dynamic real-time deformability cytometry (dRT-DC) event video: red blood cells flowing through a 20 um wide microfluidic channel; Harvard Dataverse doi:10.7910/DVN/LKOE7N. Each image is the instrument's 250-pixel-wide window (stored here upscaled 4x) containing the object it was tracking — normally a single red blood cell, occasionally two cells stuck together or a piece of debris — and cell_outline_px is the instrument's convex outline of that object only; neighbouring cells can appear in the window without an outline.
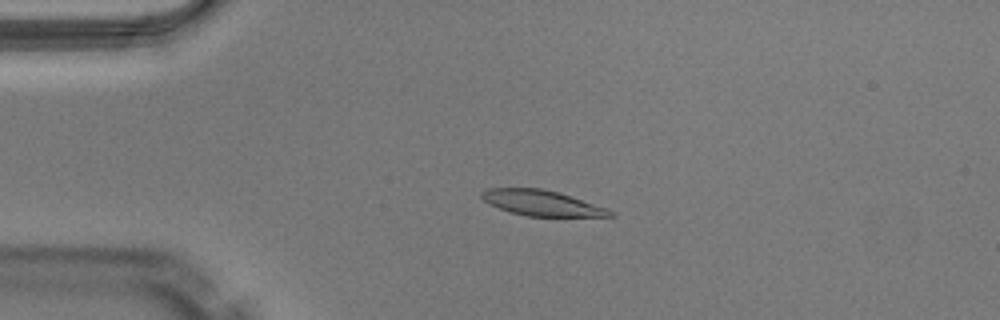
{"species": "Egyptian fruit bat (a non-hibernating species)", "species_latin": "Rousettus aegyptiacus", "temperature_condition": "warm", "stored_images_in_passage": 44, "camera_frame_rate_fps": 3000, "um_per_image_px": 0.085, "animal": {"sex": "male"}, "frame": {"image": 1, "passage_image": 6, "time_ms": 1.667, "image_size_px": [1000, 320], "cell_outline_px": [[616, 216], [528, 216], [512, 212], [488, 204], [480, 196], [480, 192], [488, 188], [540, 188], [556, 192], [608, 208], [616, 212]], "centroid_in_image_um": [46.05, 17.25], "position_along_channel_um": 39.0, "area_um2": 18.84}}
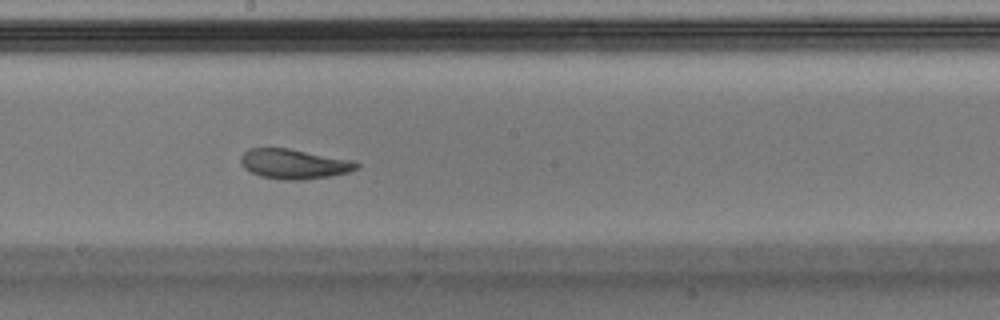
{"frame": {"image": 2, "passage_image": 22, "time_ms": 7.0, "image_size_px": [1000, 320], "cell_outline_px": [[360, 168], [348, 172], [328, 176], [304, 180], [280, 180], [260, 176], [244, 168], [240, 160], [240, 156], [248, 148], [288, 148], [356, 160], [360, 164]], "centroid_in_image_um": [25.02, 13.93], "position_along_channel_um": 223.2, "area_um2": 20.4}}
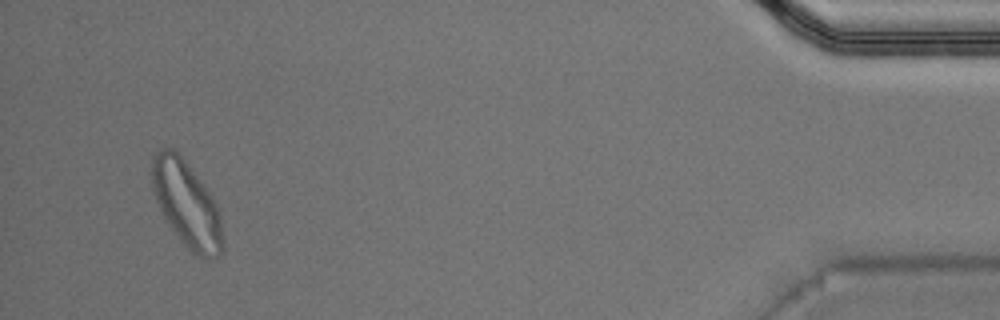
{"frame": {"image": 3, "passage_image": 42, "time_ms": 13.667, "image_size_px": [1000, 320], "cell_outline_px": [[224, 252], [216, 256], [204, 260], [192, 252], [188, 248], [172, 228], [164, 216], [156, 200], [152, 188], [152, 156], [160, 148], [172, 148], [184, 160], [204, 184], [212, 196], [216, 204], [220, 216], [224, 244]], "centroid_in_image_um": [15.89, 17.36], "position_along_channel_um": 419.3, "area_um2": 35.14}, "authors_computed_cell_mechanics": {"area_um2": 20.519, "velocity_mm_per_s": 4.0418, "shape_relaxation_time_tau1_ms": 7.5387, "shape_relaxation_time_tau2_ms": 2.0352, "deformation_change_tau1": 0.197, "deformation_change_tau2": 0.0821}}